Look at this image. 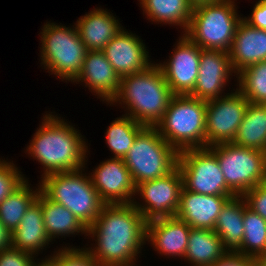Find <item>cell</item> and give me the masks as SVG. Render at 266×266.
Wrapping results in <instances>:
<instances>
[{
  "instance_id": "6da1fadb",
  "label": "cell",
  "mask_w": 266,
  "mask_h": 266,
  "mask_svg": "<svg viewBox=\"0 0 266 266\" xmlns=\"http://www.w3.org/2000/svg\"><path fill=\"white\" fill-rule=\"evenodd\" d=\"M147 222L133 203L105 204L87 236L94 246H84L100 266H135L146 244Z\"/></svg>"
},
{
  "instance_id": "8fae6325",
  "label": "cell",
  "mask_w": 266,
  "mask_h": 266,
  "mask_svg": "<svg viewBox=\"0 0 266 266\" xmlns=\"http://www.w3.org/2000/svg\"><path fill=\"white\" fill-rule=\"evenodd\" d=\"M182 188V175L176 166L163 177L138 184L135 196H140L143 203L134 199L133 205L146 222L173 217L179 208Z\"/></svg>"
},
{
  "instance_id": "7402d4cb",
  "label": "cell",
  "mask_w": 266,
  "mask_h": 266,
  "mask_svg": "<svg viewBox=\"0 0 266 266\" xmlns=\"http://www.w3.org/2000/svg\"><path fill=\"white\" fill-rule=\"evenodd\" d=\"M11 236L12 248L31 253L36 257L50 245L51 241L45 231L41 204L37 200L27 209Z\"/></svg>"
},
{
  "instance_id": "d4e9b609",
  "label": "cell",
  "mask_w": 266,
  "mask_h": 266,
  "mask_svg": "<svg viewBox=\"0 0 266 266\" xmlns=\"http://www.w3.org/2000/svg\"><path fill=\"white\" fill-rule=\"evenodd\" d=\"M227 251L221 238L210 229L191 228L184 261L190 266H211Z\"/></svg>"
},
{
  "instance_id": "9c48e42d",
  "label": "cell",
  "mask_w": 266,
  "mask_h": 266,
  "mask_svg": "<svg viewBox=\"0 0 266 266\" xmlns=\"http://www.w3.org/2000/svg\"><path fill=\"white\" fill-rule=\"evenodd\" d=\"M208 148L216 155L227 186L237 196L266 182V152L233 142Z\"/></svg>"
},
{
  "instance_id": "74e56055",
  "label": "cell",
  "mask_w": 266,
  "mask_h": 266,
  "mask_svg": "<svg viewBox=\"0 0 266 266\" xmlns=\"http://www.w3.org/2000/svg\"><path fill=\"white\" fill-rule=\"evenodd\" d=\"M11 232L4 226L0 220V252L11 247Z\"/></svg>"
},
{
  "instance_id": "2e32d148",
  "label": "cell",
  "mask_w": 266,
  "mask_h": 266,
  "mask_svg": "<svg viewBox=\"0 0 266 266\" xmlns=\"http://www.w3.org/2000/svg\"><path fill=\"white\" fill-rule=\"evenodd\" d=\"M123 28L111 39L102 52L121 77L147 70L152 64L145 43L136 33ZM153 62V63H152Z\"/></svg>"
},
{
  "instance_id": "836d02e7",
  "label": "cell",
  "mask_w": 266,
  "mask_h": 266,
  "mask_svg": "<svg viewBox=\"0 0 266 266\" xmlns=\"http://www.w3.org/2000/svg\"><path fill=\"white\" fill-rule=\"evenodd\" d=\"M243 197L247 207L266 220V182L248 190Z\"/></svg>"
},
{
  "instance_id": "ffe728a7",
  "label": "cell",
  "mask_w": 266,
  "mask_h": 266,
  "mask_svg": "<svg viewBox=\"0 0 266 266\" xmlns=\"http://www.w3.org/2000/svg\"><path fill=\"white\" fill-rule=\"evenodd\" d=\"M103 8H94L77 19L75 25L80 39L88 51H102L123 29L121 21Z\"/></svg>"
},
{
  "instance_id": "e0dca14e",
  "label": "cell",
  "mask_w": 266,
  "mask_h": 266,
  "mask_svg": "<svg viewBox=\"0 0 266 266\" xmlns=\"http://www.w3.org/2000/svg\"><path fill=\"white\" fill-rule=\"evenodd\" d=\"M120 81V76L102 51H87L81 72L73 83L84 82L82 84L93 95L109 105L120 89Z\"/></svg>"
},
{
  "instance_id": "8992f818",
  "label": "cell",
  "mask_w": 266,
  "mask_h": 266,
  "mask_svg": "<svg viewBox=\"0 0 266 266\" xmlns=\"http://www.w3.org/2000/svg\"><path fill=\"white\" fill-rule=\"evenodd\" d=\"M40 32L41 66L57 79L71 83L79 76L87 53L76 25L66 27L49 21ZM51 72V73H50Z\"/></svg>"
},
{
  "instance_id": "e575fe53",
  "label": "cell",
  "mask_w": 266,
  "mask_h": 266,
  "mask_svg": "<svg viewBox=\"0 0 266 266\" xmlns=\"http://www.w3.org/2000/svg\"><path fill=\"white\" fill-rule=\"evenodd\" d=\"M36 257L16 248H7L0 252V266H33Z\"/></svg>"
},
{
  "instance_id": "3957f363",
  "label": "cell",
  "mask_w": 266,
  "mask_h": 266,
  "mask_svg": "<svg viewBox=\"0 0 266 266\" xmlns=\"http://www.w3.org/2000/svg\"><path fill=\"white\" fill-rule=\"evenodd\" d=\"M173 96L162 70L154 62L143 72L121 77L120 89L109 106L120 104L125 115L141 125L155 127Z\"/></svg>"
},
{
  "instance_id": "d6a6232c",
  "label": "cell",
  "mask_w": 266,
  "mask_h": 266,
  "mask_svg": "<svg viewBox=\"0 0 266 266\" xmlns=\"http://www.w3.org/2000/svg\"><path fill=\"white\" fill-rule=\"evenodd\" d=\"M26 179L13 160L10 162L0 158V203Z\"/></svg>"
},
{
  "instance_id": "7c38bea8",
  "label": "cell",
  "mask_w": 266,
  "mask_h": 266,
  "mask_svg": "<svg viewBox=\"0 0 266 266\" xmlns=\"http://www.w3.org/2000/svg\"><path fill=\"white\" fill-rule=\"evenodd\" d=\"M248 104L237 88L206 102V147L234 141Z\"/></svg>"
},
{
  "instance_id": "83f0119b",
  "label": "cell",
  "mask_w": 266,
  "mask_h": 266,
  "mask_svg": "<svg viewBox=\"0 0 266 266\" xmlns=\"http://www.w3.org/2000/svg\"><path fill=\"white\" fill-rule=\"evenodd\" d=\"M28 178L0 203V220L12 233L19 225L27 209L37 199L40 185L30 187Z\"/></svg>"
},
{
  "instance_id": "d6986e66",
  "label": "cell",
  "mask_w": 266,
  "mask_h": 266,
  "mask_svg": "<svg viewBox=\"0 0 266 266\" xmlns=\"http://www.w3.org/2000/svg\"><path fill=\"white\" fill-rule=\"evenodd\" d=\"M231 197L198 194L183 187L175 216L191 228L214 230L218 215Z\"/></svg>"
},
{
  "instance_id": "ba28073f",
  "label": "cell",
  "mask_w": 266,
  "mask_h": 266,
  "mask_svg": "<svg viewBox=\"0 0 266 266\" xmlns=\"http://www.w3.org/2000/svg\"><path fill=\"white\" fill-rule=\"evenodd\" d=\"M178 152L159 134L156 127L145 126L123 158L135 186L163 177L177 166Z\"/></svg>"
},
{
  "instance_id": "f1b7e54d",
  "label": "cell",
  "mask_w": 266,
  "mask_h": 266,
  "mask_svg": "<svg viewBox=\"0 0 266 266\" xmlns=\"http://www.w3.org/2000/svg\"><path fill=\"white\" fill-rule=\"evenodd\" d=\"M131 117L123 115L115 118L107 127L105 141L113 153L112 158L123 159L130 150L136 136L144 128Z\"/></svg>"
},
{
  "instance_id": "4dcf8cb0",
  "label": "cell",
  "mask_w": 266,
  "mask_h": 266,
  "mask_svg": "<svg viewBox=\"0 0 266 266\" xmlns=\"http://www.w3.org/2000/svg\"><path fill=\"white\" fill-rule=\"evenodd\" d=\"M236 78L237 89L250 103L266 104V61L248 66Z\"/></svg>"
},
{
  "instance_id": "603a6c76",
  "label": "cell",
  "mask_w": 266,
  "mask_h": 266,
  "mask_svg": "<svg viewBox=\"0 0 266 266\" xmlns=\"http://www.w3.org/2000/svg\"><path fill=\"white\" fill-rule=\"evenodd\" d=\"M36 200L41 204L45 231L51 242L60 236L85 234L86 238L87 228L69 209L48 199L41 191Z\"/></svg>"
},
{
  "instance_id": "5bb4252c",
  "label": "cell",
  "mask_w": 266,
  "mask_h": 266,
  "mask_svg": "<svg viewBox=\"0 0 266 266\" xmlns=\"http://www.w3.org/2000/svg\"><path fill=\"white\" fill-rule=\"evenodd\" d=\"M93 187L106 204L133 203L136 186L130 170L121 158H110L100 162L89 173Z\"/></svg>"
},
{
  "instance_id": "44dd1931",
  "label": "cell",
  "mask_w": 266,
  "mask_h": 266,
  "mask_svg": "<svg viewBox=\"0 0 266 266\" xmlns=\"http://www.w3.org/2000/svg\"><path fill=\"white\" fill-rule=\"evenodd\" d=\"M229 57L236 75L250 65L266 61V30L252 27L242 19L233 38Z\"/></svg>"
},
{
  "instance_id": "9a60e30c",
  "label": "cell",
  "mask_w": 266,
  "mask_h": 266,
  "mask_svg": "<svg viewBox=\"0 0 266 266\" xmlns=\"http://www.w3.org/2000/svg\"><path fill=\"white\" fill-rule=\"evenodd\" d=\"M230 76L237 77L229 52L202 49L195 87L189 95L205 101L225 96L228 93L224 88L230 82Z\"/></svg>"
},
{
  "instance_id": "ac0fdd59",
  "label": "cell",
  "mask_w": 266,
  "mask_h": 266,
  "mask_svg": "<svg viewBox=\"0 0 266 266\" xmlns=\"http://www.w3.org/2000/svg\"><path fill=\"white\" fill-rule=\"evenodd\" d=\"M191 227L176 216L147 222L146 242L159 255L184 259Z\"/></svg>"
},
{
  "instance_id": "7a4b0ae2",
  "label": "cell",
  "mask_w": 266,
  "mask_h": 266,
  "mask_svg": "<svg viewBox=\"0 0 266 266\" xmlns=\"http://www.w3.org/2000/svg\"><path fill=\"white\" fill-rule=\"evenodd\" d=\"M55 113L48 112L43 115L42 122L25 152L43 166L41 178L54 173L87 168V153L90 154V151L84 135L75 129V125Z\"/></svg>"
},
{
  "instance_id": "f546056e",
  "label": "cell",
  "mask_w": 266,
  "mask_h": 266,
  "mask_svg": "<svg viewBox=\"0 0 266 266\" xmlns=\"http://www.w3.org/2000/svg\"><path fill=\"white\" fill-rule=\"evenodd\" d=\"M243 225V241L236 253L258 259L266 251V220L248 208L245 199Z\"/></svg>"
},
{
  "instance_id": "ab89813d",
  "label": "cell",
  "mask_w": 266,
  "mask_h": 266,
  "mask_svg": "<svg viewBox=\"0 0 266 266\" xmlns=\"http://www.w3.org/2000/svg\"><path fill=\"white\" fill-rule=\"evenodd\" d=\"M41 261V262H38ZM33 266H56L49 258L46 259L44 258L43 260H39L37 258V261L35 262V264Z\"/></svg>"
},
{
  "instance_id": "5b68a950",
  "label": "cell",
  "mask_w": 266,
  "mask_h": 266,
  "mask_svg": "<svg viewBox=\"0 0 266 266\" xmlns=\"http://www.w3.org/2000/svg\"><path fill=\"white\" fill-rule=\"evenodd\" d=\"M206 102L188 95H174L155 126L178 153L206 147Z\"/></svg>"
},
{
  "instance_id": "d590c367",
  "label": "cell",
  "mask_w": 266,
  "mask_h": 266,
  "mask_svg": "<svg viewBox=\"0 0 266 266\" xmlns=\"http://www.w3.org/2000/svg\"><path fill=\"white\" fill-rule=\"evenodd\" d=\"M255 2L251 15L245 16L243 20L252 27L266 30V0Z\"/></svg>"
},
{
  "instance_id": "1f68e13d",
  "label": "cell",
  "mask_w": 266,
  "mask_h": 266,
  "mask_svg": "<svg viewBox=\"0 0 266 266\" xmlns=\"http://www.w3.org/2000/svg\"><path fill=\"white\" fill-rule=\"evenodd\" d=\"M52 255V256H51ZM47 256L56 266H100L86 248L62 246Z\"/></svg>"
},
{
  "instance_id": "4316f807",
  "label": "cell",
  "mask_w": 266,
  "mask_h": 266,
  "mask_svg": "<svg viewBox=\"0 0 266 266\" xmlns=\"http://www.w3.org/2000/svg\"><path fill=\"white\" fill-rule=\"evenodd\" d=\"M233 143L266 152V104L249 102Z\"/></svg>"
},
{
  "instance_id": "cb8c5ba5",
  "label": "cell",
  "mask_w": 266,
  "mask_h": 266,
  "mask_svg": "<svg viewBox=\"0 0 266 266\" xmlns=\"http://www.w3.org/2000/svg\"><path fill=\"white\" fill-rule=\"evenodd\" d=\"M244 197H231L222 208L214 226V232L221 238L227 252L236 253L244 235Z\"/></svg>"
},
{
  "instance_id": "484cf974",
  "label": "cell",
  "mask_w": 266,
  "mask_h": 266,
  "mask_svg": "<svg viewBox=\"0 0 266 266\" xmlns=\"http://www.w3.org/2000/svg\"><path fill=\"white\" fill-rule=\"evenodd\" d=\"M147 20L162 25L180 26L185 34L191 21L193 7L188 0H139Z\"/></svg>"
},
{
  "instance_id": "52a82bcc",
  "label": "cell",
  "mask_w": 266,
  "mask_h": 266,
  "mask_svg": "<svg viewBox=\"0 0 266 266\" xmlns=\"http://www.w3.org/2000/svg\"><path fill=\"white\" fill-rule=\"evenodd\" d=\"M237 0H220L193 8L185 35L201 49L229 52L242 15Z\"/></svg>"
},
{
  "instance_id": "4fadbf2b",
  "label": "cell",
  "mask_w": 266,
  "mask_h": 266,
  "mask_svg": "<svg viewBox=\"0 0 266 266\" xmlns=\"http://www.w3.org/2000/svg\"><path fill=\"white\" fill-rule=\"evenodd\" d=\"M171 57L157 65L174 95L190 94L199 72L202 49L181 33Z\"/></svg>"
},
{
  "instance_id": "277c9868",
  "label": "cell",
  "mask_w": 266,
  "mask_h": 266,
  "mask_svg": "<svg viewBox=\"0 0 266 266\" xmlns=\"http://www.w3.org/2000/svg\"><path fill=\"white\" fill-rule=\"evenodd\" d=\"M85 169L47 175L39 181V185L48 199L65 206L88 228L106 203L93 187Z\"/></svg>"
},
{
  "instance_id": "f35d334b",
  "label": "cell",
  "mask_w": 266,
  "mask_h": 266,
  "mask_svg": "<svg viewBox=\"0 0 266 266\" xmlns=\"http://www.w3.org/2000/svg\"><path fill=\"white\" fill-rule=\"evenodd\" d=\"M193 8H196L201 5L215 3L220 0H188Z\"/></svg>"
},
{
  "instance_id": "60d3db41",
  "label": "cell",
  "mask_w": 266,
  "mask_h": 266,
  "mask_svg": "<svg viewBox=\"0 0 266 266\" xmlns=\"http://www.w3.org/2000/svg\"><path fill=\"white\" fill-rule=\"evenodd\" d=\"M259 266H266V251L257 259Z\"/></svg>"
},
{
  "instance_id": "8d00e7d4",
  "label": "cell",
  "mask_w": 266,
  "mask_h": 266,
  "mask_svg": "<svg viewBox=\"0 0 266 266\" xmlns=\"http://www.w3.org/2000/svg\"><path fill=\"white\" fill-rule=\"evenodd\" d=\"M211 266H259L257 259L227 252Z\"/></svg>"
},
{
  "instance_id": "30bf717a",
  "label": "cell",
  "mask_w": 266,
  "mask_h": 266,
  "mask_svg": "<svg viewBox=\"0 0 266 266\" xmlns=\"http://www.w3.org/2000/svg\"><path fill=\"white\" fill-rule=\"evenodd\" d=\"M177 166L186 190L204 195L237 196L227 186L217 157L208 147L180 151Z\"/></svg>"
}]
</instances>
